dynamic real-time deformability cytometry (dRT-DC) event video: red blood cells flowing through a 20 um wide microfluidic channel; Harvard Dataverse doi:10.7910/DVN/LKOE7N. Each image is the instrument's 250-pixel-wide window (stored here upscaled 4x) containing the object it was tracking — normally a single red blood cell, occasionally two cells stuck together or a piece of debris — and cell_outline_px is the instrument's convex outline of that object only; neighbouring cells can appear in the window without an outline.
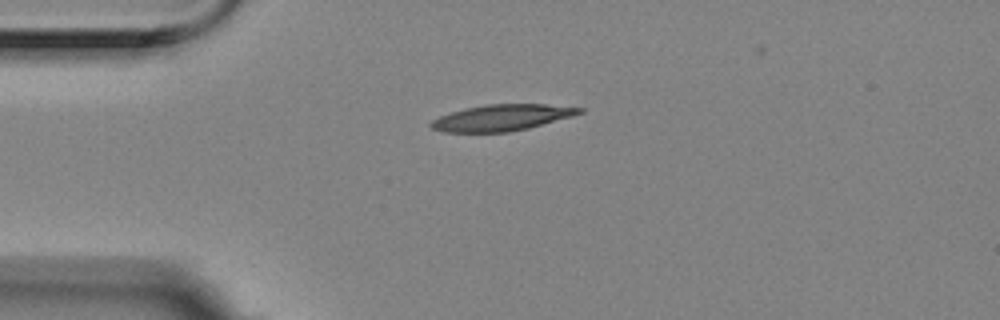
{"species": "Egyptian fruit bat (a non-hibernating species)", "species_latin": "Rousettus aegyptiacus", "temperature_condition": "room temperature", "stored_images_in_passage": 5, "camera_frame_rate_fps": 3000, "um_per_image_px": 0.085, "animal": {"sex": "female"}, "frame": {"image": 1, "passage_image": 5, "time_ms": 1.333, "image_size_px": [1000, 320], "cell_outline_px": [[584, 112], [572, 116], [528, 128], [508, 132], [444, 132], [432, 128], [428, 124], [432, 120], [440, 116], [464, 108], [488, 104], [544, 104], [584, 108]], "centroid_in_image_um": [42.64, 10.0], "position_along_channel_um": 42.4, "area_um2": 22.54}}